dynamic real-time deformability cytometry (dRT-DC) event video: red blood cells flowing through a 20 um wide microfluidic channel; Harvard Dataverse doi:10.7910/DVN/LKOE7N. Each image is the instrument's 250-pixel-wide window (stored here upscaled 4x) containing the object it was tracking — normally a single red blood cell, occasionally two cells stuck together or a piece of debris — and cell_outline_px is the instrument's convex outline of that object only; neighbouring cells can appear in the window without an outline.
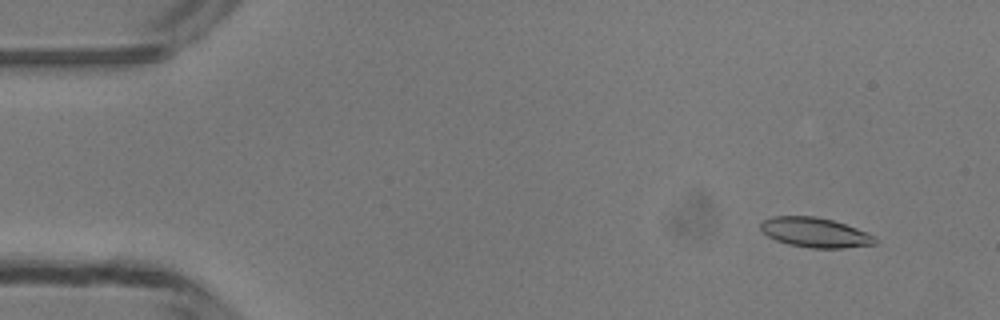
{"species": "common noctule bat (a hibernating species)", "species_latin": "Nyctalus noctula", "temperature_condition": "room temperature", "stored_images_in_passage": 7, "camera_frame_rate_fps": 3000, "um_per_image_px": 0.085, "animal": {"sex": "male", "body_mass_g": 13.3}, "frame": {"image": 1, "passage_image": 4, "time_ms": 1.0, "image_size_px": [1000, 320], "cell_outline_px": [[876, 244], [844, 248], [812, 248], [788, 244], [776, 240], [768, 236], [760, 228], [760, 224], [764, 220], [772, 216], [816, 216], [832, 220], [868, 232], [876, 236]], "centroid_in_image_um": [69.3, 19.76], "position_along_channel_um": 15.7, "area_um2": 19.83}}